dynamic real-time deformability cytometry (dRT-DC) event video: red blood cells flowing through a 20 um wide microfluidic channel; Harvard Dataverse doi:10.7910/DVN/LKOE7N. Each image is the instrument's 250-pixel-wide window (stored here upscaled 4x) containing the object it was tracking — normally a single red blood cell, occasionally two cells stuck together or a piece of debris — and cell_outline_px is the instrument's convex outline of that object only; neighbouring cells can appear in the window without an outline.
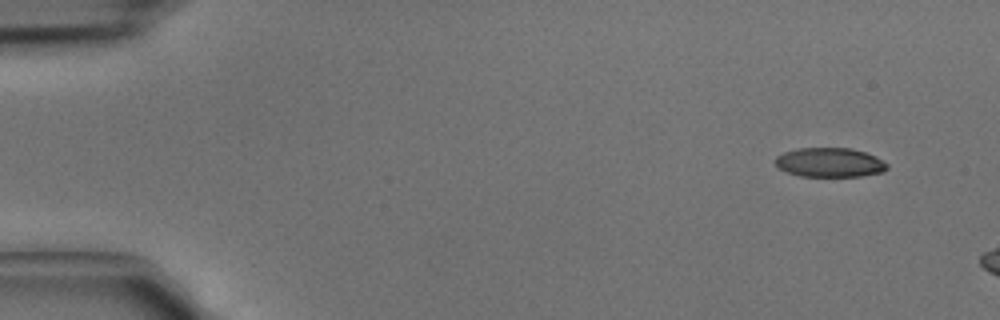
{"species": "common noctule bat (a hibernating species)", "species_latin": "Nyctalus noctula", "temperature_condition": "cold", "stored_images_in_passage": 3, "camera_frame_rate_fps": 3000, "um_per_image_px": 0.085, "animal": {"sex": "male", "body_mass_g": 15.6}, "frame": {"image": 1, "passage_image": 1, "time_ms": 0.0, "image_size_px": [1000, 320], "cell_outline_px": [[888, 168], [884, 172], [860, 176], [800, 176], [788, 172], [780, 168], [772, 160], [776, 156], [784, 152], [800, 148], [852, 148], [876, 156], [888, 164]], "centroid_in_image_um": [70.54, 13.8], "position_along_channel_um": 14.5, "area_um2": 19.13}}